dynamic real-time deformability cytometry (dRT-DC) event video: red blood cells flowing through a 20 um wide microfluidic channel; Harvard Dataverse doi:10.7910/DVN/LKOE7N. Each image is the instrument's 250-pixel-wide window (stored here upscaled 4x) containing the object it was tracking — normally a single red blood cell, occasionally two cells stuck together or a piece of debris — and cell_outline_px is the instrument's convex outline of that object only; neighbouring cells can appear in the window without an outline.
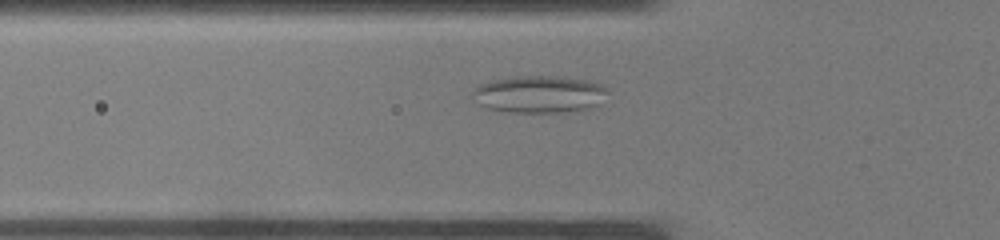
{"species": "common noctule bat (a hibernating species)", "species_latin": "Nyctalus noctula", "temperature_condition": "warm", "stored_images_in_passage": 29, "camera_frame_rate_fps": 3000, "um_per_image_px": 0.085, "animal": {"sex": "male", "body_mass_g": 19.0, "forearm_length_mm": 50.8}, "frame": {"image": 1, "passage_image": 7, "time_ms": 2.0, "image_size_px": [1000, 240], "cell_outline_px": [[608, 92], [600, 104], [592, 108], [580, 112], [504, 112], [488, 108], [472, 100], [472, 92], [480, 84], [488, 80], [512, 76], [564, 76], [588, 80], [604, 84], [608, 88]], "centroid_in_image_um": [45.88, 8.01], "position_along_channel_um": 79.9, "area_um2": 30.17}}
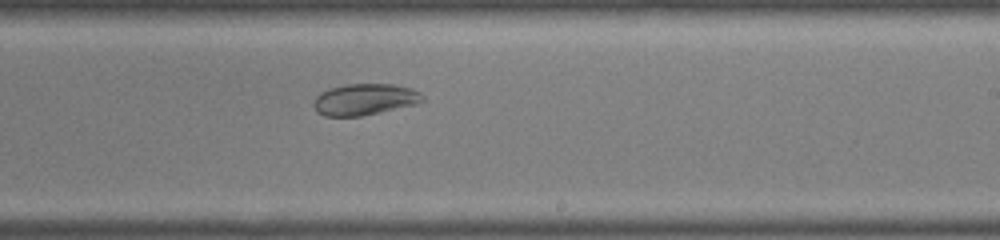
{"frame": {"image": 2, "passage_image": 17, "time_ms": 5.333, "image_size_px": [1000, 240], "cell_outline_px": [[424, 100], [416, 104], [380, 112], [360, 116], [324, 116], [316, 112], [312, 104], [316, 96], [320, 92], [328, 88], [344, 84], [396, 84], [412, 88], [420, 92], [424, 96]], "centroid_in_image_um": [30.97, 8.44], "position_along_channel_um": 258.0, "area_um2": 20.17}}
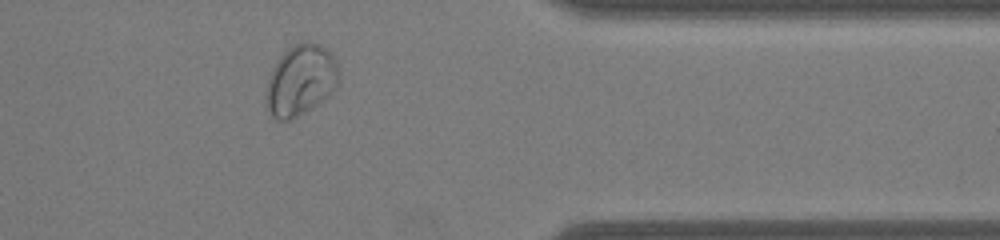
{"frame": {"image": 3, "passage_image": 25, "time_ms": 8.0, "image_size_px": [1000, 240], "cell_outline_px": [[340, 80], [336, 88], [328, 96], [304, 112], [288, 120], [276, 120], [272, 116], [264, 104], [264, 96], [268, 76], [276, 60], [288, 48], [304, 40], [308, 40], [320, 44], [332, 52], [336, 60], [340, 72]], "centroid_in_image_um": [25.55, 6.79], "position_along_channel_um": 385.8, "area_um2": 30.69}}